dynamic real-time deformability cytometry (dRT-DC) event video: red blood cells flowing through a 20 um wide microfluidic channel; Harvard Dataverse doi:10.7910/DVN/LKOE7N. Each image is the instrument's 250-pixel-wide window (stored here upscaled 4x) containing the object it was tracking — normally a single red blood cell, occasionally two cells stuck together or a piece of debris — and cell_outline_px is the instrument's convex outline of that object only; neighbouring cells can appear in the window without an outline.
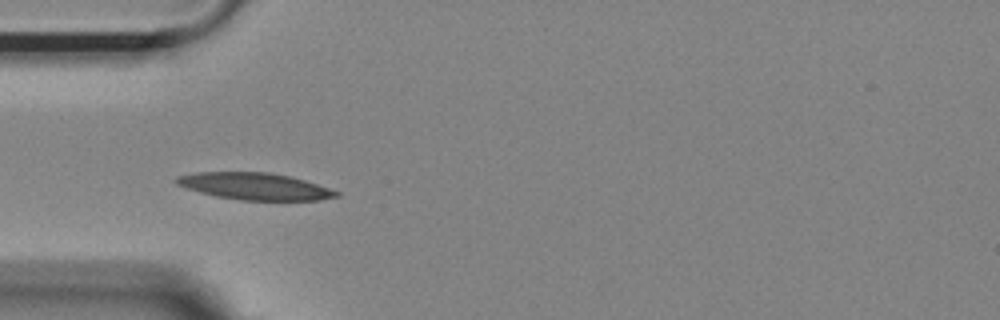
{"species": "Egyptian fruit bat (a non-hibernating species)", "species_latin": "Rousettus aegyptiacus", "temperature_condition": "room temperature", "stored_images_in_passage": 12, "camera_frame_rate_fps": 3000, "um_per_image_px": 0.085, "animal": {"sex": "female"}, "frame": {"image": 1, "passage_image": 3, "time_ms": 0.667, "image_size_px": [1000, 320], "cell_outline_px": [[340, 196], [320, 200], [240, 200], [216, 196], [200, 192], [176, 184], [172, 180], [176, 176], [196, 172], [268, 172], [292, 176], [340, 192]], "centroid_in_image_um": [21.64, 15.83], "position_along_channel_um": 63.4, "area_um2": 25.09}}
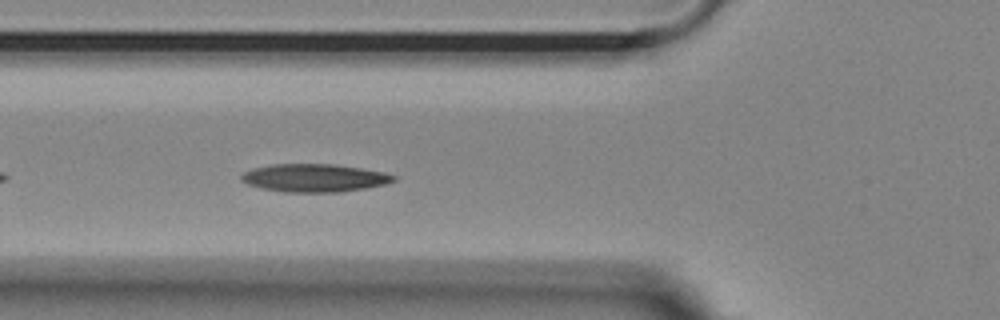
{"frame": {"image": 2, "passage_image": 6, "time_ms": 1.667, "image_size_px": [1000, 320], "cell_outline_px": [[396, 180], [384, 184], [364, 188], [340, 192], [284, 192], [260, 188], [248, 184], [240, 180], [240, 176], [244, 172], [252, 168], [272, 164], [332, 164], [360, 168], [384, 172], [396, 176]], "centroid_in_image_um": [26.68, 15.12], "position_along_channel_um": 99.1, "area_um2": 24.8}}
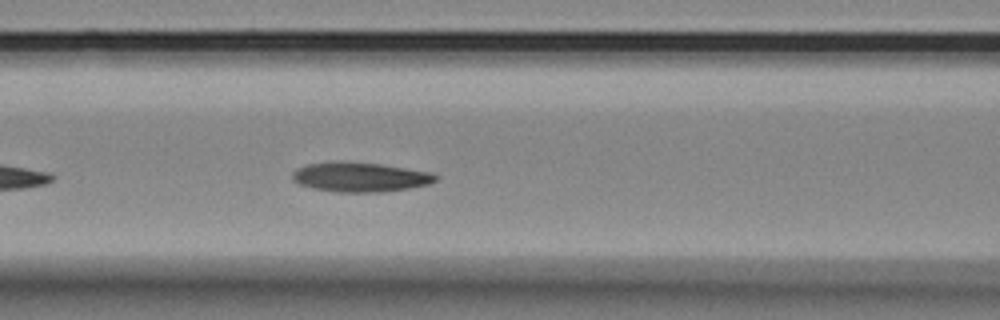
{"frame": {"image": 3, "passage_image": 9, "time_ms": 2.667, "image_size_px": [1000, 320], "cell_outline_px": [[440, 176], [436, 180], [428, 184], [408, 188], [380, 192], [332, 192], [312, 188], [300, 184], [292, 180], [292, 172], [296, 168], [308, 164], [380, 164], [432, 172]], "centroid_in_image_um": [30.64, 15.09], "position_along_channel_um": 136.0, "area_um2": 23.87}}